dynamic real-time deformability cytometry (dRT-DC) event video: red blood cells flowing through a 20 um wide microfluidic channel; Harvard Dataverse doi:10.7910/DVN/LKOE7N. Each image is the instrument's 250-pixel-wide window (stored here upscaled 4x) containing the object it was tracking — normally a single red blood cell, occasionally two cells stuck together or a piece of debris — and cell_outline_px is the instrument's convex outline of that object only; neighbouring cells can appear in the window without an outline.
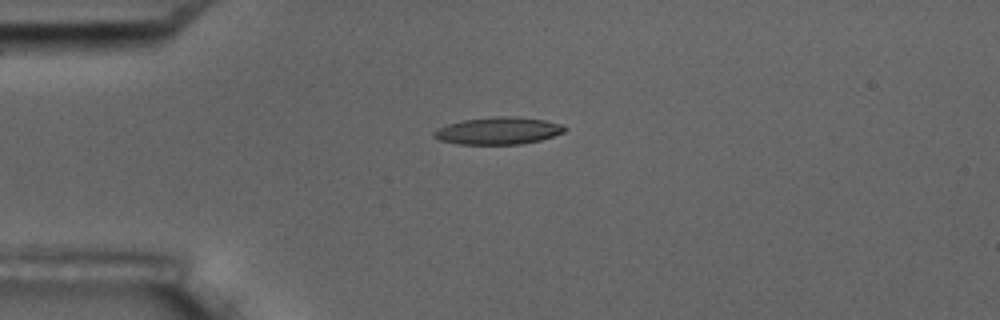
{"species": "common noctule bat (a hibernating species)", "species_latin": "Nyctalus noctula", "temperature_condition": "room temperature", "stored_images_in_passage": 4, "camera_frame_rate_fps": 3000, "um_per_image_px": 0.085, "animal": {"sex": "male", "body_mass_g": 17.5, "forearm_length_mm": 52.3}, "frame": {"image": 1, "passage_image": 3, "time_ms": 3.333, "image_size_px": [1000, 320], "cell_outline_px": [[568, 128], [564, 132], [540, 140], [520, 144], [456, 144], [440, 140], [432, 136], [432, 132], [436, 128], [448, 124], [464, 120], [492, 116], [516, 116], [544, 120], [564, 124]], "centroid_in_image_um": [42.35, 11.11], "position_along_channel_um": 42.7, "area_um2": 20.92}}